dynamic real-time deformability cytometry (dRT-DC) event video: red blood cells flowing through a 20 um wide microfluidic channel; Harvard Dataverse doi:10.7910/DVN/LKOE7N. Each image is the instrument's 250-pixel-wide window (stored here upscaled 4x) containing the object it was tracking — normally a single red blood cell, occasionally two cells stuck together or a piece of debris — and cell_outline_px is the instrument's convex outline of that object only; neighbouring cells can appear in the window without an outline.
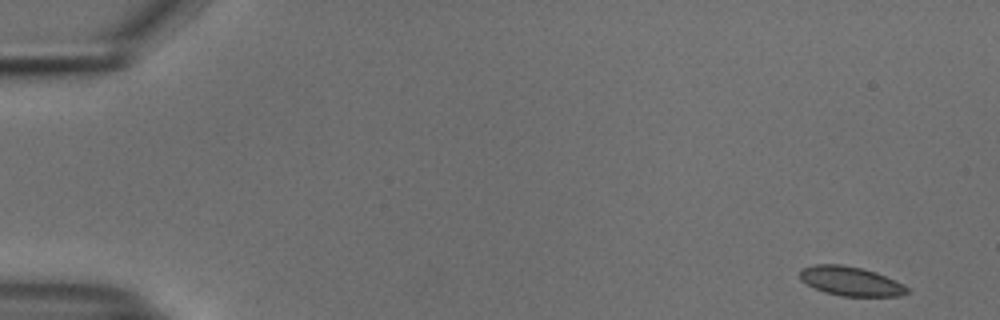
{"species": "common noctule bat (a hibernating species)", "species_latin": "Nyctalus noctula", "temperature_condition": "cold", "stored_images_in_passage": 52, "camera_frame_rate_fps": 3000, "um_per_image_px": 0.085, "animal": {"sex": "male", "body_mass_g": 18.8}, "frame": {"image": 1, "passage_image": 1, "time_ms": 0.0, "image_size_px": [1000, 320], "cell_outline_px": [[908, 292], [900, 296], [840, 296], [824, 292], [800, 280], [800, 272], [804, 268], [816, 264], [840, 264], [860, 268], [876, 272], [908, 288]], "centroid_in_image_um": [72.27, 23.9], "position_along_channel_um": 12.7, "area_um2": 17.86}}
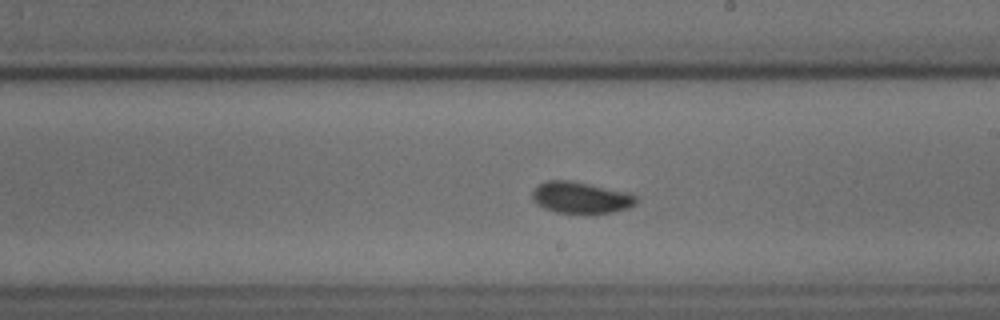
{"frame": {"image": 2, "passage_image": 30, "time_ms": 9.667, "image_size_px": [1000, 320], "cell_outline_px": [[636, 204], [628, 208], [612, 212], [556, 212], [544, 208], [536, 204], [532, 200], [532, 192], [540, 184], [548, 180], [572, 180], [632, 192], [636, 196]], "centroid_in_image_um": [49.39, 16.77], "position_along_channel_um": 239.6, "area_um2": 19.07}}
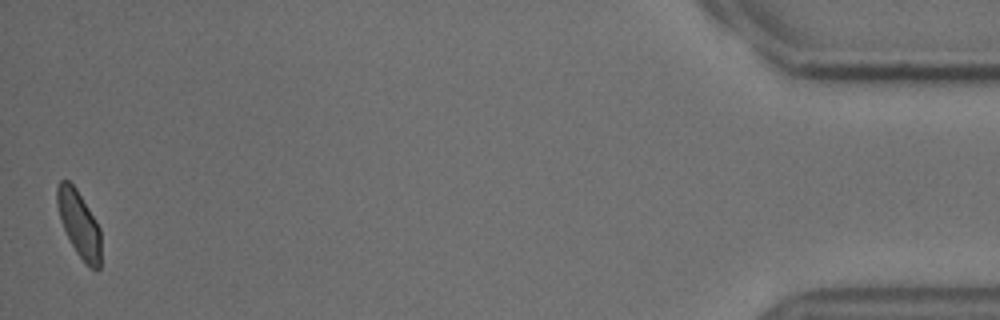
{"frame": {"image": 3, "passage_image": 52, "time_ms": 17.0, "image_size_px": [1000, 320], "cell_outline_px": [[100, 268], [92, 268], [76, 252], [64, 228], [56, 204], [56, 188], [60, 180], [68, 180], [76, 188], [100, 228]], "centroid_in_image_um": [6.71, 18.98], "position_along_channel_um": 428.5, "area_um2": 16.42}, "authors_computed_cell_mechanics": {"area_um2": 18.207, "velocity_mm_per_s": 3.7318, "shape_relaxation_time_tau1_ms": 3.0411, "shape_relaxation_time_tau2_ms": 2.393, "deformation_change_tau1": 0.0738, "deformation_change_tau2": 0.0685}}